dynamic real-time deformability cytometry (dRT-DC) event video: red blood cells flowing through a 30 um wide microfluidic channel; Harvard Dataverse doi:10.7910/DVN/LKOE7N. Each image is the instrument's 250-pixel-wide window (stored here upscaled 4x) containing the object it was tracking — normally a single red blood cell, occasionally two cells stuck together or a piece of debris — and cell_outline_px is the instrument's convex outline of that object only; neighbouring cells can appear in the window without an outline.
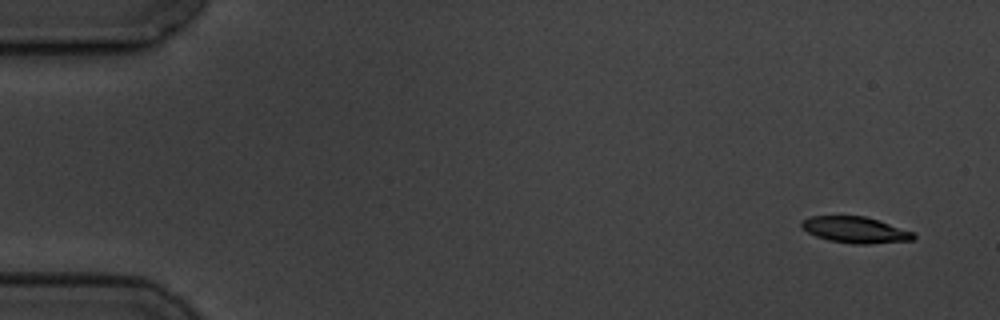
{"species": "common noctule bat (a hibernating species)", "species_latin": "Nyctalus noctula", "temperature_condition": "cold", "stored_images_in_passage": 5, "camera_frame_rate_fps": 3000, "um_per_image_px": 0.085, "animal": {"sex": "male", "body_mass_g": 19.5, "forearm_length_mm": 54.6}, "frame": {"image": 1, "passage_image": 1, "time_ms": 0.0, "image_size_px": [1000, 320], "cell_outline_px": [[916, 236], [912, 240], [868, 244], [852, 244], [828, 240], [816, 236], [808, 232], [800, 224], [800, 220], [808, 216], [864, 216], [912, 232]], "centroid_in_image_um": [72.63, 19.54], "position_along_channel_um": 12.4, "area_um2": 16.88}}
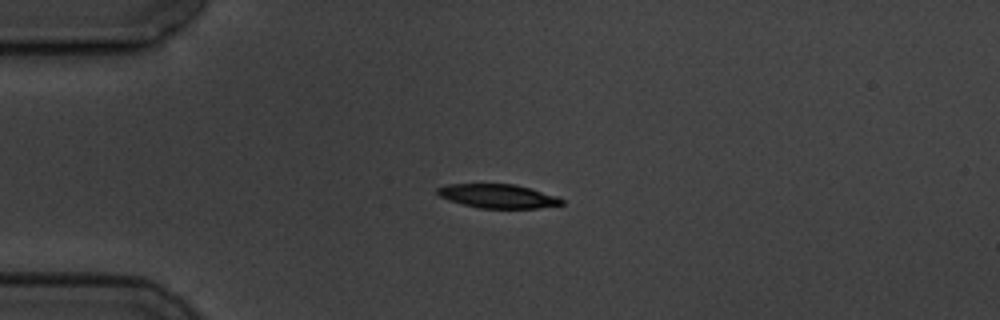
{"frame": {"image": 2, "passage_image": 4, "time_ms": 3.667, "image_size_px": [1000, 320], "cell_outline_px": [[564, 204], [536, 208], [480, 208], [448, 200], [440, 196], [436, 192], [436, 188], [448, 184], [516, 184], [556, 196], [564, 200]], "centroid_in_image_um": [42.31, 16.66], "position_along_channel_um": 42.7, "area_um2": 17.17}}